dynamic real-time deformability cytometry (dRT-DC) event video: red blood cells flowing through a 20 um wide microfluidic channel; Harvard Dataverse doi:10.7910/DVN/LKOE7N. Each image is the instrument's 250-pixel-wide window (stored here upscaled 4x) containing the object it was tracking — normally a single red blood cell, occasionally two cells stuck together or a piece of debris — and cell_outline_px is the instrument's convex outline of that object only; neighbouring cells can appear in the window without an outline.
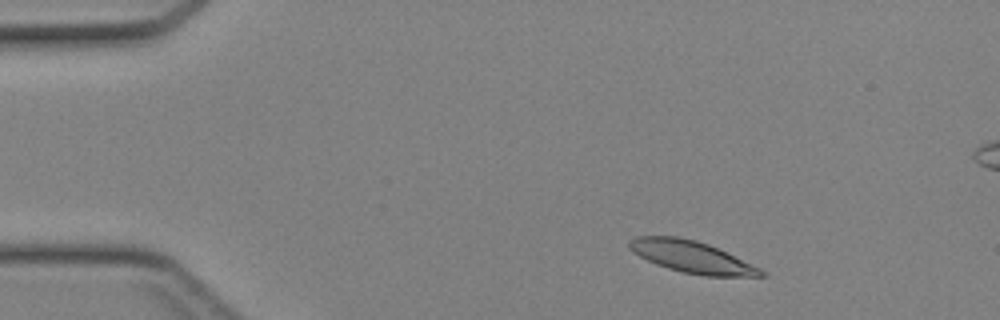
{"species": "Egyptian fruit bat (a non-hibernating species)", "species_latin": "Rousettus aegyptiacus", "temperature_condition": "cold", "stored_images_in_passage": 39, "camera_frame_rate_fps": 3000, "um_per_image_px": 0.085, "animal": {"sex": "female"}, "frame": {"image": 1, "passage_image": 1, "time_ms": 0.0, "image_size_px": [1000, 320], "cell_outline_px": [[768, 276], [704, 276], [684, 272], [668, 268], [656, 264], [632, 252], [628, 248], [628, 240], [636, 236], [676, 236], [696, 240], [708, 244], [760, 268]], "centroid_in_image_um": [58.75, 21.82], "position_along_channel_um": 26.3, "area_um2": 24.22}}
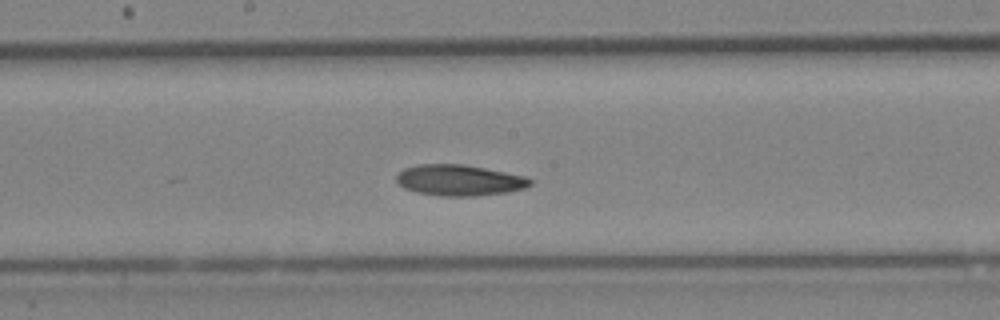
{"frame": {"image": 2, "passage_image": 18, "time_ms": 5.667, "image_size_px": [1000, 320], "cell_outline_px": [[532, 184], [524, 188], [508, 192], [476, 196], [440, 196], [416, 192], [404, 188], [396, 180], [396, 176], [404, 168], [420, 164], [464, 164], [528, 176], [532, 180]], "centroid_in_image_um": [39.07, 15.32], "position_along_channel_um": 209.1, "area_um2": 24.28}}
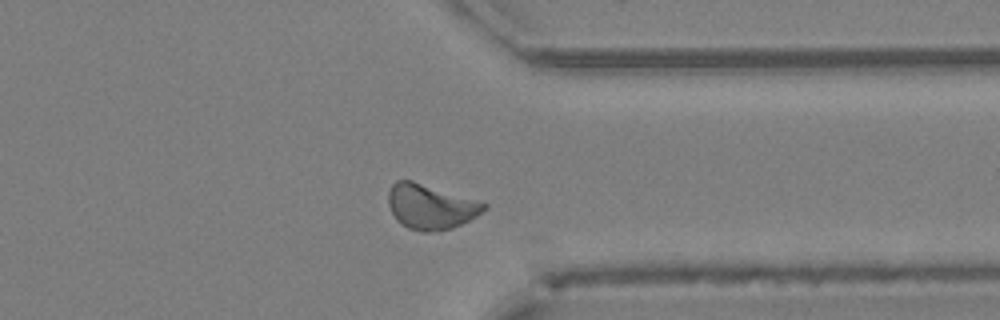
{"frame": {"image": 3, "passage_image": 29, "time_ms": 9.333, "image_size_px": [1000, 320], "cell_outline_px": [[488, 208], [476, 216], [452, 228], [428, 232], [420, 232], [408, 228], [396, 220], [388, 204], [388, 192], [392, 184], [396, 180], [412, 180], [488, 204]], "centroid_in_image_um": [36.57, 17.57], "position_along_channel_um": 374.8, "area_um2": 24.85}}